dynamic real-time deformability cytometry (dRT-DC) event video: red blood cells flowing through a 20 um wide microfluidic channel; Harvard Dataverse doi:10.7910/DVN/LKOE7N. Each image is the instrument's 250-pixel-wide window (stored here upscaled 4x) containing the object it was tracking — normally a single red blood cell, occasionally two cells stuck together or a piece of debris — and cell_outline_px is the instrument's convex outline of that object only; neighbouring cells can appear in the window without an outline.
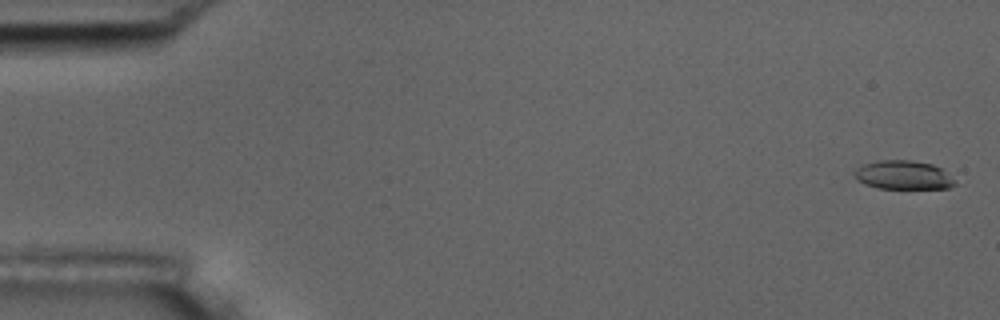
{"species": "common noctule bat (a hibernating species)", "species_latin": "Nyctalus noctula", "temperature_condition": "room temperature", "stored_images_in_passage": 4, "camera_frame_rate_fps": 3000, "um_per_image_px": 0.085, "animal": {"sex": "male", "body_mass_g": 17.5, "forearm_length_mm": 52.3}, "frame": {"image": 1, "passage_image": 1, "time_ms": 0.0, "image_size_px": [1000, 320], "cell_outline_px": [[956, 184], [948, 188], [876, 188], [864, 184], [856, 180], [856, 168], [864, 164], [876, 160], [912, 160], [932, 164], [940, 168]], "centroid_in_image_um": [76.72, 14.87], "position_along_channel_um": 8.3, "area_um2": 16.59}}